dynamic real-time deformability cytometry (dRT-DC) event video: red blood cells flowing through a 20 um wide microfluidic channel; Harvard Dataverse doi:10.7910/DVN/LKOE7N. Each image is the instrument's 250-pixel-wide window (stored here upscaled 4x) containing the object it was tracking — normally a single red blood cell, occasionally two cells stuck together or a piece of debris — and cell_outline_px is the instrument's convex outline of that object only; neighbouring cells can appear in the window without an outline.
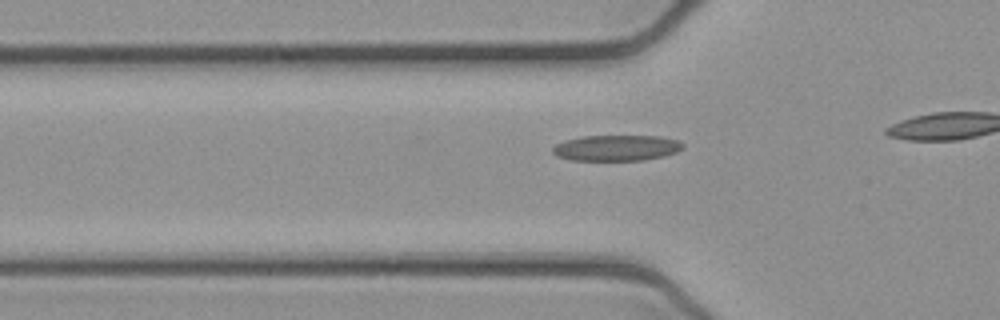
{"species": "common noctule bat (a hibernating species)", "species_latin": "Nyctalus noctula", "temperature_condition": "cold", "stored_images_in_passage": 21, "camera_frame_rate_fps": 3000, "um_per_image_px": 0.085, "animal": {"sex": "female", "body_mass_g": 21.9}, "frame": {"image": 1, "passage_image": 10, "time_ms": 3.0, "image_size_px": [1000, 320], "cell_outline_px": [[684, 148], [676, 152], [664, 156], [644, 160], [572, 160], [556, 156], [552, 152], [552, 148], [556, 144], [564, 140], [580, 136], [660, 136], [680, 140], [684, 144]], "centroid_in_image_um": [52.41, 12.56], "position_along_channel_um": 73.4, "area_um2": 19.77}}